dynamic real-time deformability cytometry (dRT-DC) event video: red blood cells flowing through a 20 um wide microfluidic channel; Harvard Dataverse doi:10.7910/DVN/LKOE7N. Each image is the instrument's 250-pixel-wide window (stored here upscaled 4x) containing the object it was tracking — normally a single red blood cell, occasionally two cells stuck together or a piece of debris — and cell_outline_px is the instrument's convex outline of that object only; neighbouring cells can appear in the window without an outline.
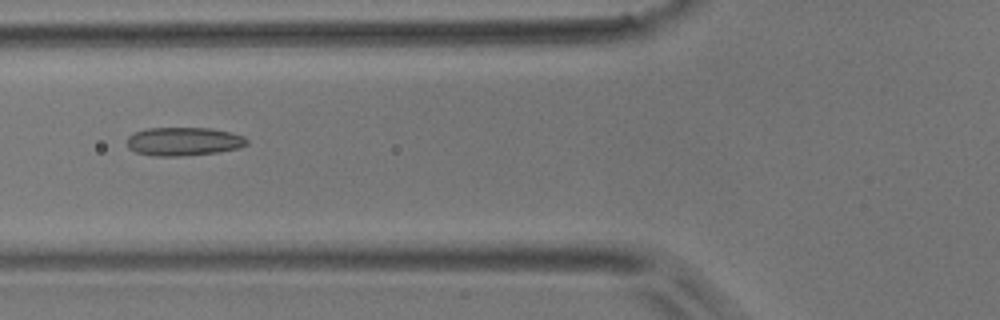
{"species": "common noctule bat (a hibernating species)", "species_latin": "Nyctalus noctula", "temperature_condition": "room temperature", "stored_images_in_passage": 6, "camera_frame_rate_fps": 3000, "um_per_image_px": 0.085, "animal": {"sex": "male", "body_mass_g": 17.9}, "frame": {"image": 1, "passage_image": 4, "time_ms": 3.333, "image_size_px": [1000, 320], "cell_outline_px": [[248, 144], [240, 148], [220, 152], [180, 156], [152, 156], [136, 152], [128, 148], [128, 136], [136, 132], [148, 128], [212, 128], [244, 136], [248, 140]], "centroid_in_image_um": [15.63, 12.03], "position_along_channel_um": 110.2, "area_um2": 19.94}}
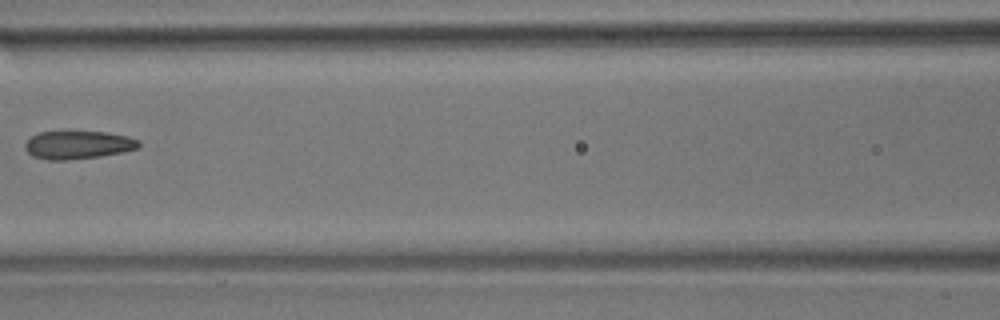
{"frame": {"image": 2, "passage_image": 5, "time_ms": 4.667, "image_size_px": [1000, 320], "cell_outline_px": [[140, 144], [136, 148], [124, 152], [100, 156], [68, 160], [48, 160], [32, 156], [24, 148], [24, 144], [32, 136], [40, 132], [108, 132], [128, 136], [140, 140]], "centroid_in_image_um": [6.64, 12.32], "position_along_channel_um": 160.0, "area_um2": 18.61}}
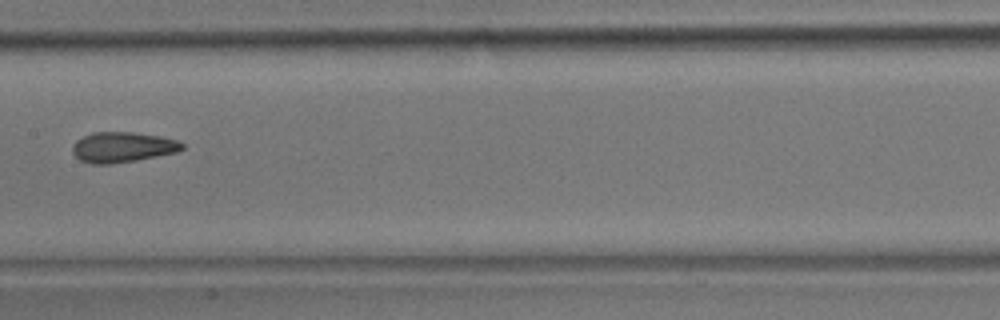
{"frame": {"image": 3, "passage_image": 6, "time_ms": 5.667, "image_size_px": [1000, 320], "cell_outline_px": [[184, 148], [176, 152], [136, 160], [112, 164], [92, 164], [80, 160], [72, 152], [72, 144], [76, 140], [92, 132], [132, 132], [160, 136], [176, 140], [184, 144]], "centroid_in_image_um": [10.38, 12.51], "position_along_channel_um": 197.0, "area_um2": 19.36}}